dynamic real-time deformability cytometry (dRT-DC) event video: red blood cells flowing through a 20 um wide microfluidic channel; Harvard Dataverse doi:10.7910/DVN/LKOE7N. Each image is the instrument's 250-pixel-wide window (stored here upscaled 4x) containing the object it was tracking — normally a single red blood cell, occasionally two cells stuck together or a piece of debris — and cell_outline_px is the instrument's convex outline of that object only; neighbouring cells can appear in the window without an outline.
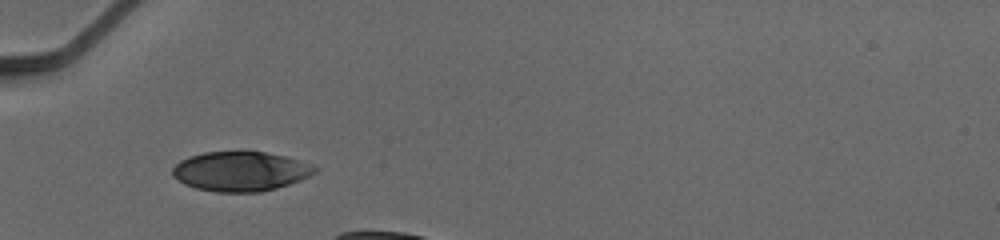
{"species": "human", "species_latin": "Homo sapiens", "temperature_condition": "cold", "stored_images_in_passage": 7, "camera_frame_rate_fps": 3000, "um_per_image_px": 0.085, "donor": {"sex": "male"}, "frame": {"image": 1, "passage_image": 1, "time_ms": 0.0, "image_size_px": [1000, 240], "cell_outline_px": [[316, 172], [300, 180], [276, 188], [260, 192], [216, 192], [196, 188], [184, 184], [176, 180], [172, 176], [172, 168], [180, 160], [188, 156], [204, 152], [244, 148], [268, 152], [284, 156], [312, 164], [316, 168]], "centroid_in_image_um": [20.4, 14.52], "position_along_channel_um": 64.6, "area_um2": 33.76}}
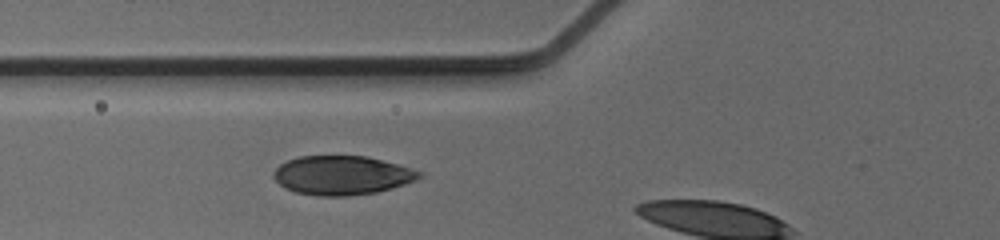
{"frame": {"image": 2, "passage_image": 4, "time_ms": 1.0, "image_size_px": [1000, 240], "cell_outline_px": [[412, 180], [408, 184], [376, 192], [344, 196], [316, 196], [296, 192], [284, 188], [276, 180], [276, 172], [288, 160], [300, 156], [364, 156], [380, 160], [392, 164], [400, 168], [412, 176]], "centroid_in_image_um": [28.89, 14.93], "position_along_channel_um": 96.9, "area_um2": 31.33}}